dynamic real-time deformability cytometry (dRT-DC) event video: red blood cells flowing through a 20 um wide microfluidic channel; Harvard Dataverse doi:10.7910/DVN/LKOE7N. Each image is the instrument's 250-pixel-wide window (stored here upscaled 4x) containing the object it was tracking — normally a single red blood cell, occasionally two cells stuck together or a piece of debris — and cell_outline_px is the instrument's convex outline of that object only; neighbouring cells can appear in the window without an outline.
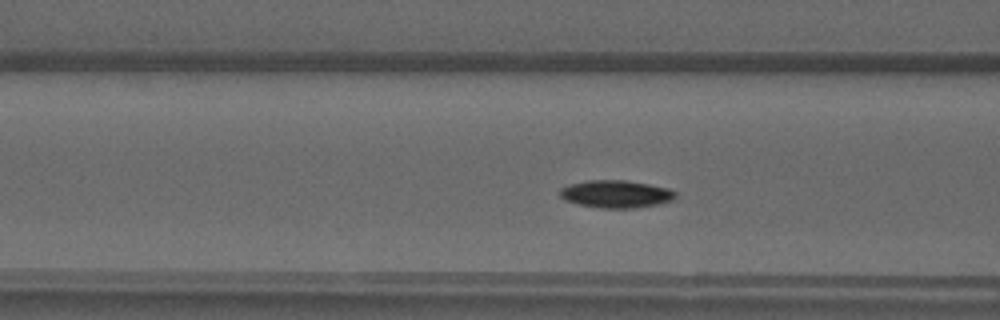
{"species": "common noctule bat (a hibernating species)", "species_latin": "Nyctalus noctula", "temperature_condition": "warm", "stored_images_in_passage": 46, "segment_of_instrument_passage": [1, 2], "camera_frame_rate_fps": 3000, "um_per_image_px": 0.085, "animal": {"sex": "male", "forearm_length_mm": 52.5}, "frame": {"image": 1, "passage_image": 15, "time_ms": 4.667, "image_size_px": [1000, 320], "cell_outline_px": [[676, 196], [672, 200], [656, 204], [632, 208], [600, 208], [580, 204], [564, 200], [560, 196], [560, 188], [572, 184], [588, 180], [624, 180], [648, 184], [668, 188], [676, 192]], "centroid_in_image_um": [52.35, 16.49], "position_along_channel_um": 114.3, "area_um2": 18.32}}
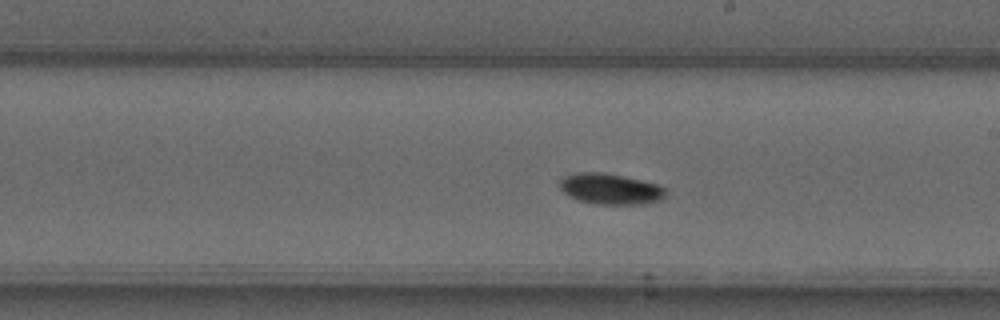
{"frame": {"image": 2, "passage_image": 24, "time_ms": 7.667, "image_size_px": [1000, 320], "cell_outline_px": [[668, 196], [660, 200], [640, 204], [592, 204], [568, 196], [560, 188], [560, 180], [564, 176], [576, 172], [600, 172], [624, 176], [660, 184], [668, 192]], "centroid_in_image_um": [51.92, 16.05], "position_along_channel_um": 237.1, "area_um2": 19.25}}
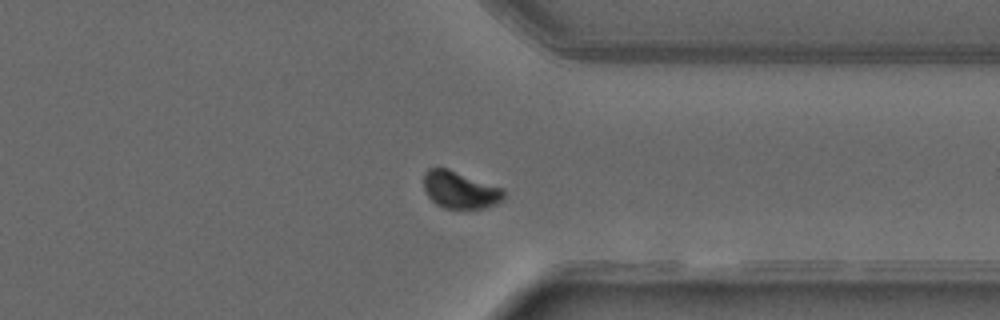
{"frame": {"image": 3, "passage_image": 34, "time_ms": 11.0, "image_size_px": [1000, 320], "cell_outline_px": [[504, 196], [496, 204], [488, 208], [444, 208], [436, 204], [428, 196], [424, 188], [424, 172], [428, 168], [448, 168], [504, 188]], "centroid_in_image_um": [39.1, 16.13], "position_along_channel_um": 372.3, "area_um2": 17.4}}